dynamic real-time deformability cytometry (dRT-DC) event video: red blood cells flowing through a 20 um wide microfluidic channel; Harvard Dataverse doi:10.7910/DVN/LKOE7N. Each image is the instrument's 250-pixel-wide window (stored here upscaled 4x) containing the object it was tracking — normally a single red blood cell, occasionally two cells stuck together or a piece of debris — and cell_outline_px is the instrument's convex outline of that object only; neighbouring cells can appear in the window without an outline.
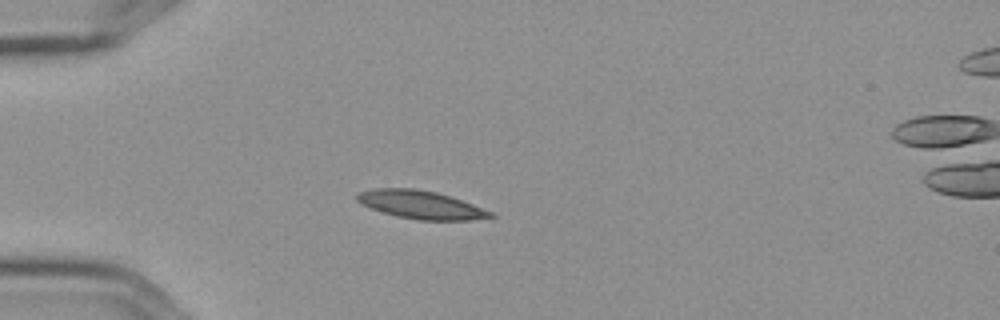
{"species": "Egyptian fruit bat (a non-hibernating species)", "species_latin": "Rousettus aegyptiacus", "temperature_condition": "cold", "stored_images_in_passage": 3, "camera_frame_rate_fps": 3000, "um_per_image_px": 0.085, "frame": {"image": 1, "passage_image": 1, "time_ms": 0.0, "image_size_px": [1000, 320], "cell_outline_px": [[496, 216], [472, 220], [416, 220], [396, 216], [372, 208], [356, 200], [356, 196], [360, 192], [372, 188], [412, 188], [436, 192], [452, 196], [492, 212]], "centroid_in_image_um": [35.79, 17.4], "position_along_channel_um": 49.2, "area_um2": 21.73}}
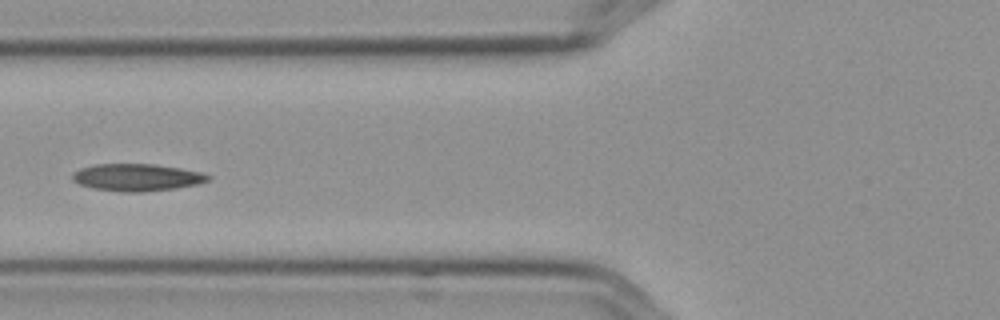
{"frame": {"image": 2, "passage_image": 3, "time_ms": 0.667, "image_size_px": [1000, 320], "cell_outline_px": [[212, 176], [208, 180], [200, 184], [176, 188], [144, 192], [120, 192], [92, 188], [80, 184], [72, 180], [72, 172], [80, 168], [96, 164], [156, 164], [180, 168], [200, 172]], "centroid_in_image_um": [11.63, 15.08], "position_along_channel_um": 114.2, "area_um2": 21.68}}